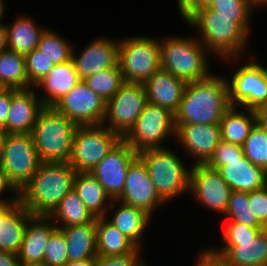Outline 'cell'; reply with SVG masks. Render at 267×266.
<instances>
[{"label": "cell", "mask_w": 267, "mask_h": 266, "mask_svg": "<svg viewBox=\"0 0 267 266\" xmlns=\"http://www.w3.org/2000/svg\"><path fill=\"white\" fill-rule=\"evenodd\" d=\"M77 125L54 106H44L31 132L41 162H69Z\"/></svg>", "instance_id": "5b68a950"}, {"label": "cell", "mask_w": 267, "mask_h": 266, "mask_svg": "<svg viewBox=\"0 0 267 266\" xmlns=\"http://www.w3.org/2000/svg\"><path fill=\"white\" fill-rule=\"evenodd\" d=\"M185 23L197 33V38L207 51L224 60L234 57H243L249 42L250 35L237 23L234 17H225L209 7L196 11Z\"/></svg>", "instance_id": "7a4b0ae2"}, {"label": "cell", "mask_w": 267, "mask_h": 266, "mask_svg": "<svg viewBox=\"0 0 267 266\" xmlns=\"http://www.w3.org/2000/svg\"><path fill=\"white\" fill-rule=\"evenodd\" d=\"M161 38V68L187 83L203 80L213 73L208 57L211 54L195 35L174 34Z\"/></svg>", "instance_id": "277c9868"}, {"label": "cell", "mask_w": 267, "mask_h": 266, "mask_svg": "<svg viewBox=\"0 0 267 266\" xmlns=\"http://www.w3.org/2000/svg\"><path fill=\"white\" fill-rule=\"evenodd\" d=\"M221 139L242 146L256 124L252 109L231 106L220 121Z\"/></svg>", "instance_id": "4dcf8cb0"}, {"label": "cell", "mask_w": 267, "mask_h": 266, "mask_svg": "<svg viewBox=\"0 0 267 266\" xmlns=\"http://www.w3.org/2000/svg\"><path fill=\"white\" fill-rule=\"evenodd\" d=\"M137 157L138 153L124 139H121L89 173L99 181L114 200L122 194L129 166Z\"/></svg>", "instance_id": "e0dca14e"}, {"label": "cell", "mask_w": 267, "mask_h": 266, "mask_svg": "<svg viewBox=\"0 0 267 266\" xmlns=\"http://www.w3.org/2000/svg\"><path fill=\"white\" fill-rule=\"evenodd\" d=\"M175 129L174 114L148 102L133 128L123 139L134 151L140 153L148 149L167 147L164 142L168 138L175 139Z\"/></svg>", "instance_id": "8fae6325"}, {"label": "cell", "mask_w": 267, "mask_h": 266, "mask_svg": "<svg viewBox=\"0 0 267 266\" xmlns=\"http://www.w3.org/2000/svg\"><path fill=\"white\" fill-rule=\"evenodd\" d=\"M7 48V37H6V29L4 27V22H0V54L6 51Z\"/></svg>", "instance_id": "f907efd6"}, {"label": "cell", "mask_w": 267, "mask_h": 266, "mask_svg": "<svg viewBox=\"0 0 267 266\" xmlns=\"http://www.w3.org/2000/svg\"><path fill=\"white\" fill-rule=\"evenodd\" d=\"M88 43L81 52H77L75 46L72 51V60L80 80L118 64L119 38L115 40L105 35L95 37Z\"/></svg>", "instance_id": "d6986e66"}, {"label": "cell", "mask_w": 267, "mask_h": 266, "mask_svg": "<svg viewBox=\"0 0 267 266\" xmlns=\"http://www.w3.org/2000/svg\"><path fill=\"white\" fill-rule=\"evenodd\" d=\"M201 252L198 253L197 259L193 266H233L231 265L223 255L217 253L212 246L201 248Z\"/></svg>", "instance_id": "ee69618b"}, {"label": "cell", "mask_w": 267, "mask_h": 266, "mask_svg": "<svg viewBox=\"0 0 267 266\" xmlns=\"http://www.w3.org/2000/svg\"><path fill=\"white\" fill-rule=\"evenodd\" d=\"M59 229L66 240L68 262L96 259V222Z\"/></svg>", "instance_id": "83f0119b"}, {"label": "cell", "mask_w": 267, "mask_h": 266, "mask_svg": "<svg viewBox=\"0 0 267 266\" xmlns=\"http://www.w3.org/2000/svg\"><path fill=\"white\" fill-rule=\"evenodd\" d=\"M117 199L145 210L152 217L167 204L157 193L147 167L139 157L129 166L123 192Z\"/></svg>", "instance_id": "ac0fdd59"}, {"label": "cell", "mask_w": 267, "mask_h": 266, "mask_svg": "<svg viewBox=\"0 0 267 266\" xmlns=\"http://www.w3.org/2000/svg\"><path fill=\"white\" fill-rule=\"evenodd\" d=\"M80 81L75 64L73 60H70L63 64L54 65L34 88L44 106H54Z\"/></svg>", "instance_id": "cb8c5ba5"}, {"label": "cell", "mask_w": 267, "mask_h": 266, "mask_svg": "<svg viewBox=\"0 0 267 266\" xmlns=\"http://www.w3.org/2000/svg\"><path fill=\"white\" fill-rule=\"evenodd\" d=\"M219 236L221 243L212 248L231 265L267 266V232L264 228L227 222Z\"/></svg>", "instance_id": "52a82bcc"}, {"label": "cell", "mask_w": 267, "mask_h": 266, "mask_svg": "<svg viewBox=\"0 0 267 266\" xmlns=\"http://www.w3.org/2000/svg\"><path fill=\"white\" fill-rule=\"evenodd\" d=\"M232 189L220 173L206 164H195L191 167L189 194L194 202L209 211L220 214L227 211Z\"/></svg>", "instance_id": "5bb4252c"}, {"label": "cell", "mask_w": 267, "mask_h": 266, "mask_svg": "<svg viewBox=\"0 0 267 266\" xmlns=\"http://www.w3.org/2000/svg\"><path fill=\"white\" fill-rule=\"evenodd\" d=\"M256 124L267 130V102L259 105L254 110Z\"/></svg>", "instance_id": "c3c4849f"}, {"label": "cell", "mask_w": 267, "mask_h": 266, "mask_svg": "<svg viewBox=\"0 0 267 266\" xmlns=\"http://www.w3.org/2000/svg\"><path fill=\"white\" fill-rule=\"evenodd\" d=\"M68 262L64 233L56 229L49 237L44 251L43 266H65Z\"/></svg>", "instance_id": "f35d334b"}, {"label": "cell", "mask_w": 267, "mask_h": 266, "mask_svg": "<svg viewBox=\"0 0 267 266\" xmlns=\"http://www.w3.org/2000/svg\"><path fill=\"white\" fill-rule=\"evenodd\" d=\"M6 194H8L9 197L8 196L6 197L5 196ZM3 195L6 198H4ZM18 201H19V191L10 182V180L0 167V202L5 205H11Z\"/></svg>", "instance_id": "f6af8a7d"}, {"label": "cell", "mask_w": 267, "mask_h": 266, "mask_svg": "<svg viewBox=\"0 0 267 266\" xmlns=\"http://www.w3.org/2000/svg\"><path fill=\"white\" fill-rule=\"evenodd\" d=\"M175 141L192 165L206 164L221 139L220 124H175Z\"/></svg>", "instance_id": "2e32d148"}, {"label": "cell", "mask_w": 267, "mask_h": 266, "mask_svg": "<svg viewBox=\"0 0 267 266\" xmlns=\"http://www.w3.org/2000/svg\"><path fill=\"white\" fill-rule=\"evenodd\" d=\"M148 102L175 113L187 82L160 68L144 84Z\"/></svg>", "instance_id": "603a6c76"}, {"label": "cell", "mask_w": 267, "mask_h": 266, "mask_svg": "<svg viewBox=\"0 0 267 266\" xmlns=\"http://www.w3.org/2000/svg\"><path fill=\"white\" fill-rule=\"evenodd\" d=\"M264 230L267 232V224H266V226L264 227Z\"/></svg>", "instance_id": "91938a15"}, {"label": "cell", "mask_w": 267, "mask_h": 266, "mask_svg": "<svg viewBox=\"0 0 267 266\" xmlns=\"http://www.w3.org/2000/svg\"><path fill=\"white\" fill-rule=\"evenodd\" d=\"M57 32L47 27L42 33L36 48L54 65L63 64L72 60L74 47V44L69 39H66L62 34Z\"/></svg>", "instance_id": "836d02e7"}, {"label": "cell", "mask_w": 267, "mask_h": 266, "mask_svg": "<svg viewBox=\"0 0 267 266\" xmlns=\"http://www.w3.org/2000/svg\"><path fill=\"white\" fill-rule=\"evenodd\" d=\"M0 83L5 88H32L26 75L25 55L8 49L0 54Z\"/></svg>", "instance_id": "d6a6232c"}, {"label": "cell", "mask_w": 267, "mask_h": 266, "mask_svg": "<svg viewBox=\"0 0 267 266\" xmlns=\"http://www.w3.org/2000/svg\"><path fill=\"white\" fill-rule=\"evenodd\" d=\"M20 266H43V265H28V264H20Z\"/></svg>", "instance_id": "6f0895ef"}, {"label": "cell", "mask_w": 267, "mask_h": 266, "mask_svg": "<svg viewBox=\"0 0 267 266\" xmlns=\"http://www.w3.org/2000/svg\"><path fill=\"white\" fill-rule=\"evenodd\" d=\"M6 134L7 133H6L5 129H4V126H2L0 124V147H1L2 143L4 142V139L6 137Z\"/></svg>", "instance_id": "11a10c76"}, {"label": "cell", "mask_w": 267, "mask_h": 266, "mask_svg": "<svg viewBox=\"0 0 267 266\" xmlns=\"http://www.w3.org/2000/svg\"><path fill=\"white\" fill-rule=\"evenodd\" d=\"M57 229L49 217L32 216L27 223L17 253L20 264L43 265L44 251L50 235Z\"/></svg>", "instance_id": "7402d4cb"}, {"label": "cell", "mask_w": 267, "mask_h": 266, "mask_svg": "<svg viewBox=\"0 0 267 266\" xmlns=\"http://www.w3.org/2000/svg\"><path fill=\"white\" fill-rule=\"evenodd\" d=\"M241 57L222 60L239 68L232 72V77L226 78L229 90V100L232 106L254 110L267 102V67L262 65L255 56L250 55L249 61L239 64Z\"/></svg>", "instance_id": "9c48e42d"}, {"label": "cell", "mask_w": 267, "mask_h": 266, "mask_svg": "<svg viewBox=\"0 0 267 266\" xmlns=\"http://www.w3.org/2000/svg\"><path fill=\"white\" fill-rule=\"evenodd\" d=\"M147 103L143 84L125 82L106 102V113L102 124L123 139L133 128Z\"/></svg>", "instance_id": "4fadbf2b"}, {"label": "cell", "mask_w": 267, "mask_h": 266, "mask_svg": "<svg viewBox=\"0 0 267 266\" xmlns=\"http://www.w3.org/2000/svg\"><path fill=\"white\" fill-rule=\"evenodd\" d=\"M249 207L258 221L265 227L267 224V187L248 193Z\"/></svg>", "instance_id": "7bdbcfd3"}, {"label": "cell", "mask_w": 267, "mask_h": 266, "mask_svg": "<svg viewBox=\"0 0 267 266\" xmlns=\"http://www.w3.org/2000/svg\"><path fill=\"white\" fill-rule=\"evenodd\" d=\"M118 64L125 82L144 84L161 68L159 38L130 35L119 39Z\"/></svg>", "instance_id": "ba28073f"}, {"label": "cell", "mask_w": 267, "mask_h": 266, "mask_svg": "<svg viewBox=\"0 0 267 266\" xmlns=\"http://www.w3.org/2000/svg\"><path fill=\"white\" fill-rule=\"evenodd\" d=\"M12 100V88H6L0 93V124L4 126L7 121Z\"/></svg>", "instance_id": "7dc6e473"}, {"label": "cell", "mask_w": 267, "mask_h": 266, "mask_svg": "<svg viewBox=\"0 0 267 266\" xmlns=\"http://www.w3.org/2000/svg\"><path fill=\"white\" fill-rule=\"evenodd\" d=\"M105 218L138 248L144 250L145 239L143 237L145 238L144 234L145 232L147 233L150 224H152L153 217L150 214L141 208L114 199L107 210Z\"/></svg>", "instance_id": "44dd1931"}, {"label": "cell", "mask_w": 267, "mask_h": 266, "mask_svg": "<svg viewBox=\"0 0 267 266\" xmlns=\"http://www.w3.org/2000/svg\"><path fill=\"white\" fill-rule=\"evenodd\" d=\"M49 218L58 229L96 222V218L86 208L74 188L60 201Z\"/></svg>", "instance_id": "1f68e13d"}, {"label": "cell", "mask_w": 267, "mask_h": 266, "mask_svg": "<svg viewBox=\"0 0 267 266\" xmlns=\"http://www.w3.org/2000/svg\"><path fill=\"white\" fill-rule=\"evenodd\" d=\"M96 248L101 256L143 253L129 238L112 225L105 217L96 218Z\"/></svg>", "instance_id": "f1b7e54d"}, {"label": "cell", "mask_w": 267, "mask_h": 266, "mask_svg": "<svg viewBox=\"0 0 267 266\" xmlns=\"http://www.w3.org/2000/svg\"><path fill=\"white\" fill-rule=\"evenodd\" d=\"M210 9L219 12L225 17H234L237 22L250 36L255 6L250 0H213Z\"/></svg>", "instance_id": "e575fe53"}, {"label": "cell", "mask_w": 267, "mask_h": 266, "mask_svg": "<svg viewBox=\"0 0 267 266\" xmlns=\"http://www.w3.org/2000/svg\"><path fill=\"white\" fill-rule=\"evenodd\" d=\"M244 156L254 165L267 172V130L254 125L242 145Z\"/></svg>", "instance_id": "74e56055"}, {"label": "cell", "mask_w": 267, "mask_h": 266, "mask_svg": "<svg viewBox=\"0 0 267 266\" xmlns=\"http://www.w3.org/2000/svg\"><path fill=\"white\" fill-rule=\"evenodd\" d=\"M224 76L212 73L203 80L188 82L174 113V124H219L232 106Z\"/></svg>", "instance_id": "6da1fadb"}, {"label": "cell", "mask_w": 267, "mask_h": 266, "mask_svg": "<svg viewBox=\"0 0 267 266\" xmlns=\"http://www.w3.org/2000/svg\"><path fill=\"white\" fill-rule=\"evenodd\" d=\"M33 215L20 201L0 211V251L17 254L28 220Z\"/></svg>", "instance_id": "484cf974"}, {"label": "cell", "mask_w": 267, "mask_h": 266, "mask_svg": "<svg viewBox=\"0 0 267 266\" xmlns=\"http://www.w3.org/2000/svg\"><path fill=\"white\" fill-rule=\"evenodd\" d=\"M223 217L227 222H239L251 228H264L249 207L248 192L232 191Z\"/></svg>", "instance_id": "8d00e7d4"}, {"label": "cell", "mask_w": 267, "mask_h": 266, "mask_svg": "<svg viewBox=\"0 0 267 266\" xmlns=\"http://www.w3.org/2000/svg\"><path fill=\"white\" fill-rule=\"evenodd\" d=\"M44 105L34 87L12 89V100L4 129L7 134H31Z\"/></svg>", "instance_id": "ffe728a7"}, {"label": "cell", "mask_w": 267, "mask_h": 266, "mask_svg": "<svg viewBox=\"0 0 267 266\" xmlns=\"http://www.w3.org/2000/svg\"><path fill=\"white\" fill-rule=\"evenodd\" d=\"M6 205L0 202V211L5 207Z\"/></svg>", "instance_id": "680465c9"}, {"label": "cell", "mask_w": 267, "mask_h": 266, "mask_svg": "<svg viewBox=\"0 0 267 266\" xmlns=\"http://www.w3.org/2000/svg\"><path fill=\"white\" fill-rule=\"evenodd\" d=\"M258 8H267V0H250Z\"/></svg>", "instance_id": "db71d44e"}, {"label": "cell", "mask_w": 267, "mask_h": 266, "mask_svg": "<svg viewBox=\"0 0 267 266\" xmlns=\"http://www.w3.org/2000/svg\"><path fill=\"white\" fill-rule=\"evenodd\" d=\"M142 253H127L124 255L101 256L95 259V266H148Z\"/></svg>", "instance_id": "b9f144b4"}, {"label": "cell", "mask_w": 267, "mask_h": 266, "mask_svg": "<svg viewBox=\"0 0 267 266\" xmlns=\"http://www.w3.org/2000/svg\"><path fill=\"white\" fill-rule=\"evenodd\" d=\"M25 63L26 75L32 87L42 80L54 66V64L37 49L25 55Z\"/></svg>", "instance_id": "ab89813d"}, {"label": "cell", "mask_w": 267, "mask_h": 266, "mask_svg": "<svg viewBox=\"0 0 267 266\" xmlns=\"http://www.w3.org/2000/svg\"><path fill=\"white\" fill-rule=\"evenodd\" d=\"M6 4L4 0H0V22H2L4 16L6 15Z\"/></svg>", "instance_id": "f5cc1de1"}, {"label": "cell", "mask_w": 267, "mask_h": 266, "mask_svg": "<svg viewBox=\"0 0 267 266\" xmlns=\"http://www.w3.org/2000/svg\"><path fill=\"white\" fill-rule=\"evenodd\" d=\"M54 107L77 126L102 124L106 101L81 80Z\"/></svg>", "instance_id": "9a60e30c"}, {"label": "cell", "mask_w": 267, "mask_h": 266, "mask_svg": "<svg viewBox=\"0 0 267 266\" xmlns=\"http://www.w3.org/2000/svg\"><path fill=\"white\" fill-rule=\"evenodd\" d=\"M76 174L68 162H41L19 192V201L33 216L49 217L73 189Z\"/></svg>", "instance_id": "3957f363"}, {"label": "cell", "mask_w": 267, "mask_h": 266, "mask_svg": "<svg viewBox=\"0 0 267 266\" xmlns=\"http://www.w3.org/2000/svg\"><path fill=\"white\" fill-rule=\"evenodd\" d=\"M243 156L242 146L221 140L206 165L217 169L219 166L225 165V160L241 159Z\"/></svg>", "instance_id": "60d3db41"}, {"label": "cell", "mask_w": 267, "mask_h": 266, "mask_svg": "<svg viewBox=\"0 0 267 266\" xmlns=\"http://www.w3.org/2000/svg\"><path fill=\"white\" fill-rule=\"evenodd\" d=\"M73 188L95 218L106 216L112 199L92 174L78 172L74 179Z\"/></svg>", "instance_id": "f546056e"}, {"label": "cell", "mask_w": 267, "mask_h": 266, "mask_svg": "<svg viewBox=\"0 0 267 266\" xmlns=\"http://www.w3.org/2000/svg\"><path fill=\"white\" fill-rule=\"evenodd\" d=\"M213 0H177L180 17L185 22L199 9L209 7Z\"/></svg>", "instance_id": "bcb514c9"}, {"label": "cell", "mask_w": 267, "mask_h": 266, "mask_svg": "<svg viewBox=\"0 0 267 266\" xmlns=\"http://www.w3.org/2000/svg\"><path fill=\"white\" fill-rule=\"evenodd\" d=\"M65 266H95V259L67 262Z\"/></svg>", "instance_id": "816d5d0a"}, {"label": "cell", "mask_w": 267, "mask_h": 266, "mask_svg": "<svg viewBox=\"0 0 267 266\" xmlns=\"http://www.w3.org/2000/svg\"><path fill=\"white\" fill-rule=\"evenodd\" d=\"M6 88L0 83V93H2Z\"/></svg>", "instance_id": "9f6ffc18"}, {"label": "cell", "mask_w": 267, "mask_h": 266, "mask_svg": "<svg viewBox=\"0 0 267 266\" xmlns=\"http://www.w3.org/2000/svg\"><path fill=\"white\" fill-rule=\"evenodd\" d=\"M11 24L4 23L8 50L26 55L37 48L42 33L47 27L39 25L30 15L18 14ZM38 23V24H37Z\"/></svg>", "instance_id": "4316f807"}, {"label": "cell", "mask_w": 267, "mask_h": 266, "mask_svg": "<svg viewBox=\"0 0 267 266\" xmlns=\"http://www.w3.org/2000/svg\"><path fill=\"white\" fill-rule=\"evenodd\" d=\"M232 191L252 192L266 185L267 172L251 163L245 156L225 160V165L216 169Z\"/></svg>", "instance_id": "d4e9b609"}, {"label": "cell", "mask_w": 267, "mask_h": 266, "mask_svg": "<svg viewBox=\"0 0 267 266\" xmlns=\"http://www.w3.org/2000/svg\"><path fill=\"white\" fill-rule=\"evenodd\" d=\"M122 138L103 124L78 126L69 164L78 172H90Z\"/></svg>", "instance_id": "7c38bea8"}, {"label": "cell", "mask_w": 267, "mask_h": 266, "mask_svg": "<svg viewBox=\"0 0 267 266\" xmlns=\"http://www.w3.org/2000/svg\"><path fill=\"white\" fill-rule=\"evenodd\" d=\"M165 147L148 149L138 153V157L147 167L151 181L159 196L169 204L176 197L189 194L190 173L192 164L188 167L185 160Z\"/></svg>", "instance_id": "8992f818"}, {"label": "cell", "mask_w": 267, "mask_h": 266, "mask_svg": "<svg viewBox=\"0 0 267 266\" xmlns=\"http://www.w3.org/2000/svg\"><path fill=\"white\" fill-rule=\"evenodd\" d=\"M104 101L110 100L125 83L119 64L103 69L83 80Z\"/></svg>", "instance_id": "d590c367"}, {"label": "cell", "mask_w": 267, "mask_h": 266, "mask_svg": "<svg viewBox=\"0 0 267 266\" xmlns=\"http://www.w3.org/2000/svg\"><path fill=\"white\" fill-rule=\"evenodd\" d=\"M0 266H20L18 255L0 251Z\"/></svg>", "instance_id": "681fc988"}, {"label": "cell", "mask_w": 267, "mask_h": 266, "mask_svg": "<svg viewBox=\"0 0 267 266\" xmlns=\"http://www.w3.org/2000/svg\"><path fill=\"white\" fill-rule=\"evenodd\" d=\"M40 164L31 134H6L0 147V167L19 192Z\"/></svg>", "instance_id": "30bf717a"}]
</instances>
